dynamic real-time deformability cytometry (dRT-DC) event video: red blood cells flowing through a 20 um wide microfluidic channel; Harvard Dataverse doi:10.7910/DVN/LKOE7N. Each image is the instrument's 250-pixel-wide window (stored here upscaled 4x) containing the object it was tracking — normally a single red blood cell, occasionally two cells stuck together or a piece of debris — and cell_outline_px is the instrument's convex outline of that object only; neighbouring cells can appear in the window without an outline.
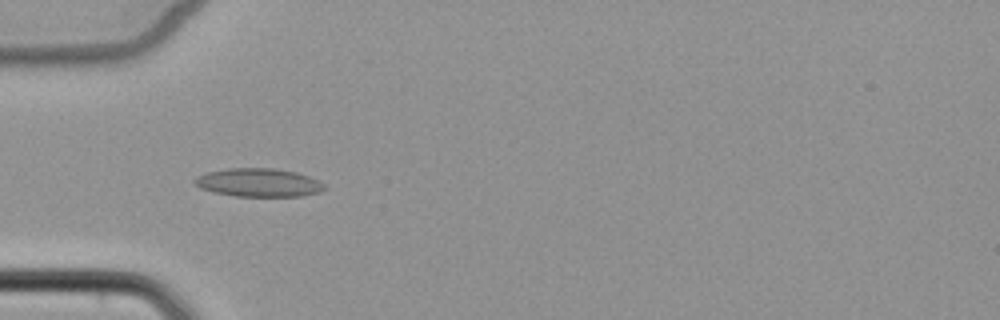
{"species": "common noctule bat (a hibernating species)", "species_latin": "Nyctalus noctula", "temperature_condition": "cold", "stored_images_in_passage": 4, "camera_frame_rate_fps": 3000, "um_per_image_px": 0.085, "animal": {"sex": "female", "body_mass_g": 22.7, "forearm_length_mm": 54.2}, "frame": {"image": 1, "passage_image": 3, "time_ms": 2.333, "image_size_px": [1000, 320], "cell_outline_px": [[328, 188], [320, 192], [300, 196], [236, 196], [216, 192], [200, 188], [192, 180], [196, 176], [208, 172], [228, 168], [272, 168], [296, 172], [320, 180]], "centroid_in_image_um": [22.02, 15.51], "position_along_channel_um": 63.0, "area_um2": 21.44}}
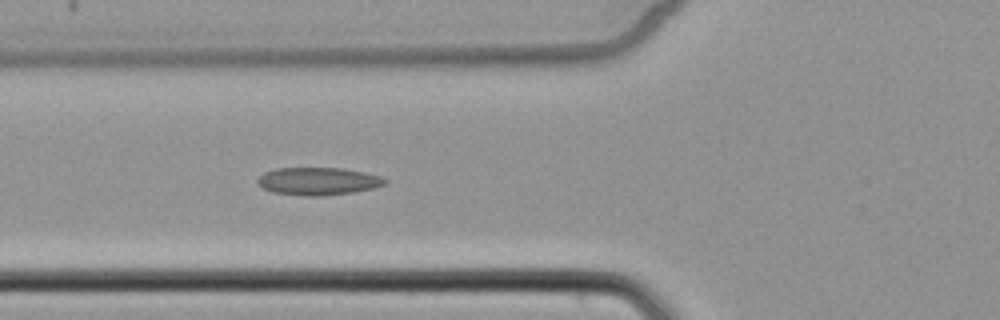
{"frame": {"image": 2, "passage_image": 4, "time_ms": 3.333, "image_size_px": [1000, 320], "cell_outline_px": [[388, 180], [384, 184], [376, 188], [352, 192], [324, 196], [308, 196], [272, 192], [264, 188], [256, 180], [264, 172], [276, 168], [344, 168], [364, 172], [380, 176]], "centroid_in_image_um": [27.06, 15.4], "position_along_channel_um": 98.7, "area_um2": 20.52}}